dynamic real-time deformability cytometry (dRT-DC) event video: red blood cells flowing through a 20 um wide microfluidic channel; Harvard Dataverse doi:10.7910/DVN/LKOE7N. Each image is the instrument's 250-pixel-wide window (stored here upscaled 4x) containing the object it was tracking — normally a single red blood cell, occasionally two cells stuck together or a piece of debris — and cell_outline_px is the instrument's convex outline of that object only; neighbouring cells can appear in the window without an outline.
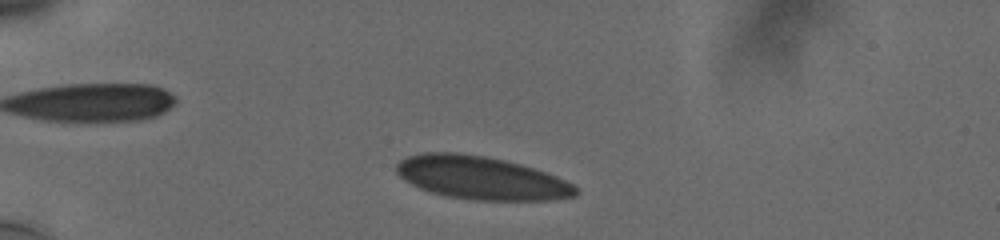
{"species": "human", "species_latin": "Homo sapiens", "temperature_condition": "cold", "stored_images_in_passage": 46, "camera_frame_rate_fps": 3000, "um_per_image_px": 0.085, "donor": {"sex": "male"}, "frame": {"image": 1, "passage_image": 5, "time_ms": 1.333, "image_size_px": [1000, 240], "cell_outline_px": [[580, 192], [576, 196], [552, 200], [472, 200], [448, 196], [432, 192], [420, 188], [404, 180], [396, 172], [396, 164], [400, 160], [408, 156], [424, 152], [456, 152], [484, 156], [504, 160], [520, 164], [556, 176], [572, 184]], "centroid_in_image_um": [40.89, 15.12], "position_along_channel_um": 44.1, "area_um2": 44.85}}
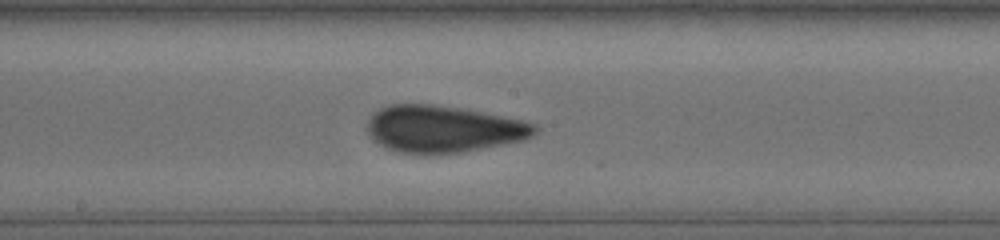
{"frame": {"image": 2, "passage_image": 22, "time_ms": 7.0, "image_size_px": [1000, 240], "cell_outline_px": [[540, 128], [532, 136], [524, 140], [460, 152], [400, 152], [388, 148], [380, 144], [368, 132], [368, 120], [372, 112], [388, 104], [432, 104], [460, 108], [524, 120], [536, 124]], "centroid_in_image_um": [37.71, 10.93], "position_along_channel_um": 210.5, "area_um2": 45.14}}
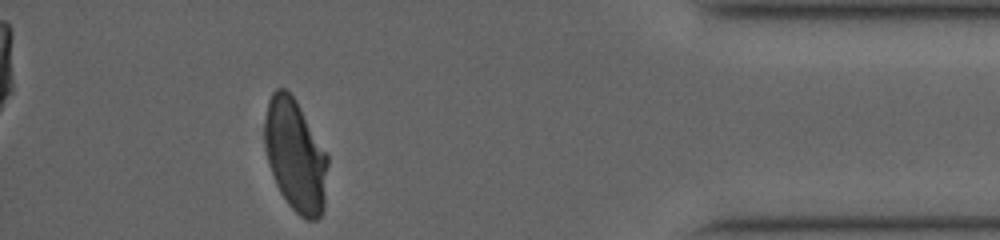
{"frame": {"image": 3, "passage_image": 41, "time_ms": 13.333, "image_size_px": [1000, 240], "cell_outline_px": [[328, 164], [324, 208], [320, 216], [316, 220], [308, 220], [300, 216], [288, 204], [280, 192], [276, 184], [268, 164], [264, 148], [264, 124], [268, 100], [272, 92], [276, 88], [284, 88], [296, 100], [328, 156]], "centroid_in_image_um": [25.09, 13.23], "position_along_channel_um": 410.1, "area_um2": 41.33}}